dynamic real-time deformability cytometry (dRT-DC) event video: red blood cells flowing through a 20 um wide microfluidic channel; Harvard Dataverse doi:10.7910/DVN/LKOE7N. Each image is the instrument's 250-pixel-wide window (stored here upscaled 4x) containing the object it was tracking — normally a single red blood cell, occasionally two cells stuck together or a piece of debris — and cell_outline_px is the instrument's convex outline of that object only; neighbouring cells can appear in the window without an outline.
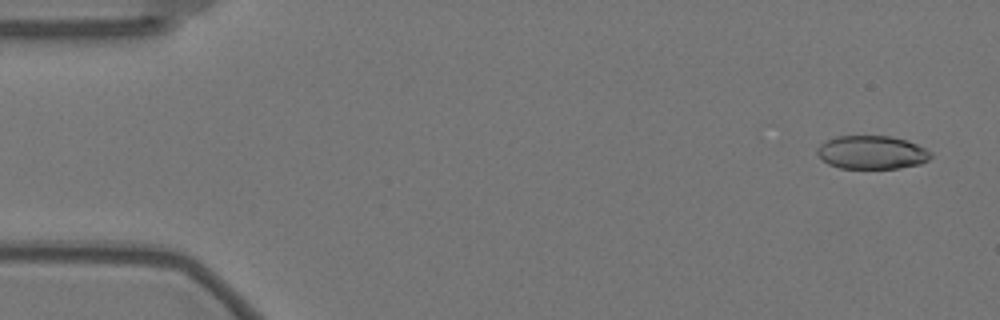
{"species": "Egyptian fruit bat (a non-hibernating species)", "species_latin": "Rousettus aegyptiacus", "temperature_condition": "warm", "stored_images_in_passage": 8, "camera_frame_rate_fps": 3000, "um_per_image_px": 0.085, "animal": {"sex": "female"}, "frame": {"image": 1, "passage_image": 2, "time_ms": 0.333, "image_size_px": [1000, 320], "cell_outline_px": [[932, 156], [928, 160], [920, 164], [900, 168], [840, 168], [828, 164], [816, 152], [816, 148], [820, 144], [836, 136], [892, 136], [908, 140], [932, 152]], "centroid_in_image_um": [74.12, 12.95], "position_along_channel_um": 10.9, "area_um2": 22.14}}